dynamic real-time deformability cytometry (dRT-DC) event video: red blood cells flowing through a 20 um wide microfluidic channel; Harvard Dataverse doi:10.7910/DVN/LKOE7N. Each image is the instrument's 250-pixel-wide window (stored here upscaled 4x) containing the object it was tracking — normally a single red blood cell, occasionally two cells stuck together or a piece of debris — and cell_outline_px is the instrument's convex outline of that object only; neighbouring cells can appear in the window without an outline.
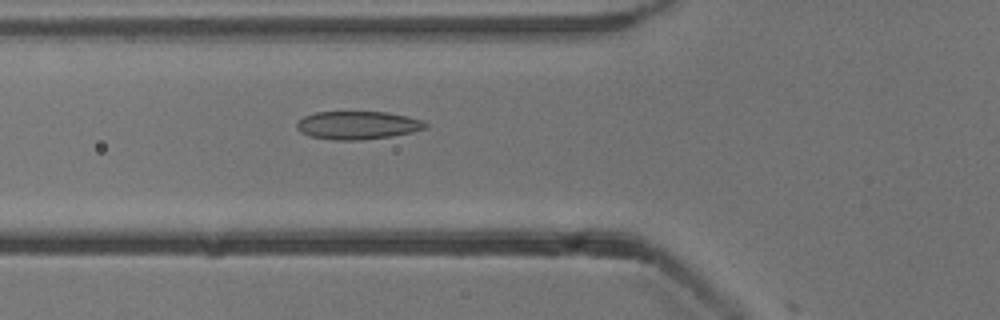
{"species": "common noctule bat (a hibernating species)", "species_latin": "Nyctalus noctula", "temperature_condition": "cold", "stored_images_in_passage": 10, "camera_frame_rate_fps": 3000, "um_per_image_px": 0.085, "animal": {"sex": "male", "body_mass_g": 13.3}, "frame": {"image": 1, "passage_image": 9, "time_ms": 2.667, "image_size_px": [1000, 320], "cell_outline_px": [[428, 128], [412, 132], [392, 136], [360, 140], [332, 140], [308, 136], [300, 132], [296, 128], [296, 124], [304, 116], [316, 112], [388, 112], [408, 116], [424, 120], [428, 124]], "centroid_in_image_um": [30.42, 10.65], "position_along_channel_um": 95.4, "area_um2": 21.33}}